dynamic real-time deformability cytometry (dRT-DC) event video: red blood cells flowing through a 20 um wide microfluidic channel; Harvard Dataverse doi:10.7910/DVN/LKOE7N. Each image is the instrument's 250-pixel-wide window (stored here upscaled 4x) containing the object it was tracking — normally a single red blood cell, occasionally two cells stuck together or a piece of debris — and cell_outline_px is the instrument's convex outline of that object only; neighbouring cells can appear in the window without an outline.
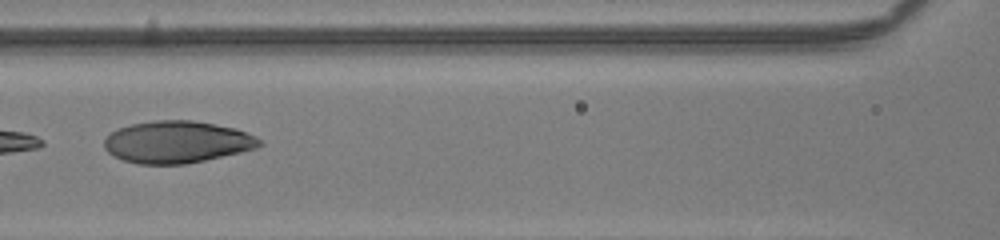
{"species": "human", "species_latin": "Homo sapiens", "temperature_condition": "room temperature", "stored_images_in_passage": 56, "camera_frame_rate_fps": 3000, "um_per_image_px": 0.085, "donor": {"sex": "male"}, "frame": {"image": 1, "passage_image": 33, "time_ms": 10.667, "image_size_px": [1000, 240], "cell_outline_px": [[264, 144], [256, 148], [240, 152], [204, 160], [184, 164], [136, 164], [112, 156], [104, 148], [104, 140], [112, 132], [120, 128], [132, 124], [152, 120], [192, 120], [216, 124], [236, 128], [256, 136]], "centroid_in_image_um": [15.05, 12.07], "position_along_channel_um": 151.6, "area_um2": 38.03}}
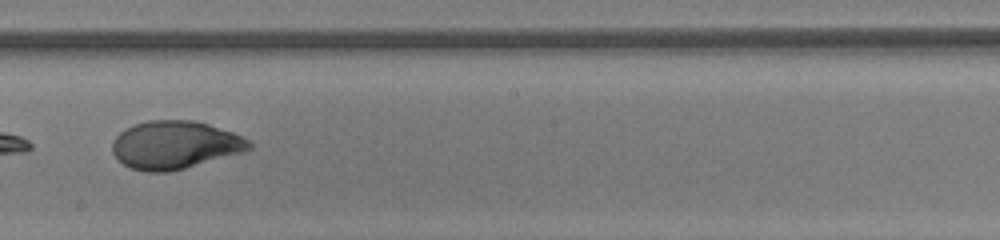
{"frame": {"image": 2, "passage_image": 39, "time_ms": 12.667, "image_size_px": [1000, 240], "cell_outline_px": [[252, 148], [244, 152], [184, 168], [168, 172], [144, 172], [132, 168], [124, 164], [112, 152], [112, 140], [124, 128], [148, 120], [192, 120], [208, 124], [244, 136], [252, 144]], "centroid_in_image_um": [14.87, 12.31], "position_along_channel_um": 233.3, "area_um2": 38.26}}
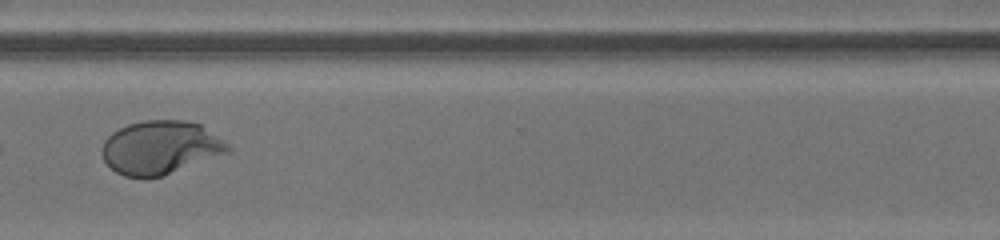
{"frame": {"image": 3, "passage_image": 48, "time_ms": 15.667, "image_size_px": [1000, 240], "cell_outline_px": [[232, 148], [228, 152], [160, 176], [148, 180], [144, 180], [124, 176], [116, 172], [104, 160], [100, 152], [100, 148], [104, 140], [112, 132], [128, 124], [144, 120], [184, 120], [200, 124], [224, 140]], "centroid_in_image_um": [13.58, 12.55], "position_along_channel_um": 357.0, "area_um2": 39.3}}